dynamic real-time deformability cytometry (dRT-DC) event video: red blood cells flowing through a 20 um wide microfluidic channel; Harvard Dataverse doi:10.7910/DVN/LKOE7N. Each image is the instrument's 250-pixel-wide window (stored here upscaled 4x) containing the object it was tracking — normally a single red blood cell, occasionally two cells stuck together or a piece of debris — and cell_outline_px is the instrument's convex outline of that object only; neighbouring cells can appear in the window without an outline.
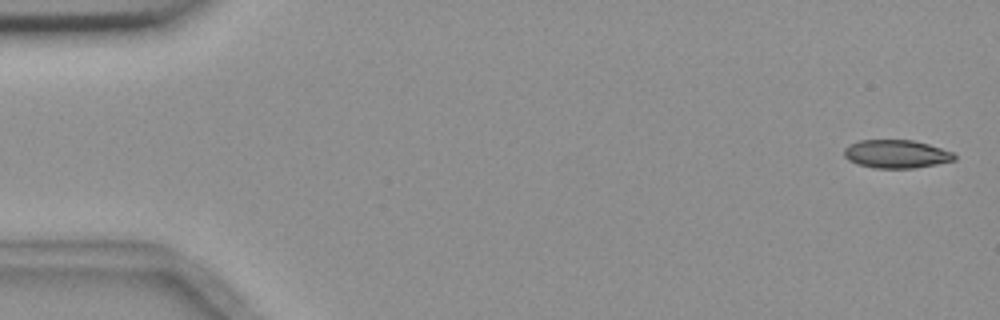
{"species": "common noctule bat (a hibernating species)", "species_latin": "Nyctalus noctula", "temperature_condition": "room temperature", "stored_images_in_passage": 5, "camera_frame_rate_fps": 3000, "um_per_image_px": 0.085, "animal": {"sex": "female", "body_mass_g": 18.4}, "frame": {"image": 1, "passage_image": 1, "time_ms": 0.0, "image_size_px": [1000, 320], "cell_outline_px": [[956, 160], [936, 164], [912, 168], [876, 168], [856, 164], [848, 160], [844, 156], [844, 148], [848, 144], [860, 140], [912, 140], [928, 144], [952, 152], [956, 156]], "centroid_in_image_um": [76.15, 13.09], "position_along_channel_um": 8.9, "area_um2": 18.15}}
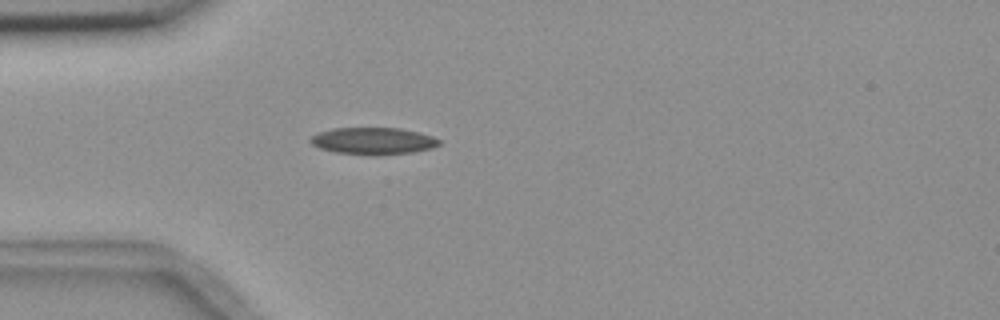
{"frame": {"image": 2, "passage_image": 5, "time_ms": 4.667, "image_size_px": [1000, 320], "cell_outline_px": [[440, 144], [432, 148], [416, 152], [376, 156], [336, 152], [320, 148], [312, 144], [308, 140], [312, 136], [320, 132], [332, 128], [400, 128], [432, 136], [440, 140]], "centroid_in_image_um": [31.73, 11.99], "position_along_channel_um": 53.3, "area_um2": 20.29}}